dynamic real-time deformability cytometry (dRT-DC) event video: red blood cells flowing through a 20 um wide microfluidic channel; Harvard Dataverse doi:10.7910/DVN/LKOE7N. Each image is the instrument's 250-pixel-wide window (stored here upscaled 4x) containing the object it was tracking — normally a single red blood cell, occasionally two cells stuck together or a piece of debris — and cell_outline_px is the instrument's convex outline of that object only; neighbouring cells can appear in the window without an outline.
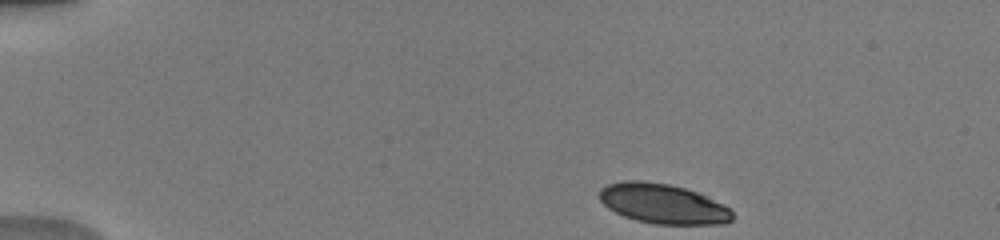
{"species": "human", "species_latin": "Homo sapiens", "temperature_condition": "warm", "stored_images_in_passage": 43, "camera_frame_rate_fps": 3000, "um_per_image_px": 0.085, "donor": {"sex": "male"}, "frame": {"image": 1, "passage_image": 1, "time_ms": 0.0, "image_size_px": [1000, 240], "cell_outline_px": [[732, 220], [724, 224], [652, 224], [636, 220], [624, 216], [608, 208], [600, 200], [600, 188], [608, 184], [624, 180], [640, 180], [668, 184], [684, 188], [708, 196], [728, 208], [732, 212]], "centroid_in_image_um": [56.33, 17.32], "position_along_channel_um": 28.7, "area_um2": 30.75}}
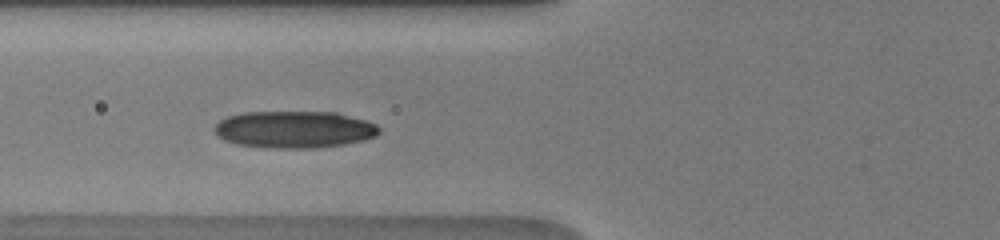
{"frame": {"image": 2, "passage_image": 13, "time_ms": 4.0, "image_size_px": [1000, 240], "cell_outline_px": [[380, 132], [376, 136], [364, 140], [344, 144], [316, 148], [276, 148], [236, 144], [224, 140], [216, 136], [212, 128], [220, 120], [228, 116], [244, 112], [336, 112], [364, 120], [376, 124], [380, 128]], "centroid_in_image_um": [24.99, 11.0], "position_along_channel_um": 100.8, "area_um2": 35.66}}
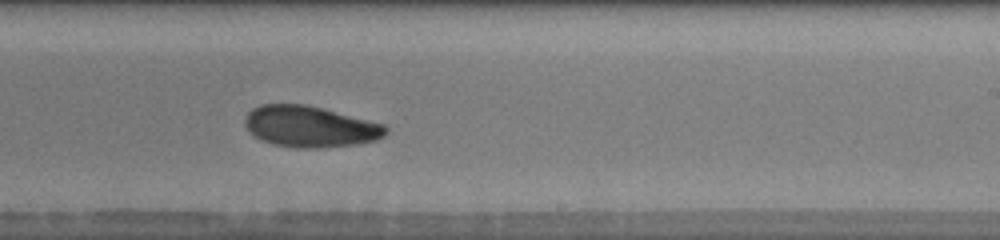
{"frame": {"image": 3, "passage_image": 25, "time_ms": 8.0, "image_size_px": [1000, 240], "cell_outline_px": [[388, 132], [384, 136], [376, 140], [356, 144], [320, 148], [296, 148], [272, 144], [260, 140], [244, 124], [244, 120], [248, 112], [252, 108], [260, 104], [304, 104], [384, 124], [388, 128]], "centroid_in_image_um": [26.34, 10.77], "position_along_channel_um": 262.7, "area_um2": 33.64}, "authors_computed_cell_mechanics": {"area_um2": 33.1772, "velocity_mm_per_s": 4.0407, "shape_relaxation_time_tau1_ms": 4.0636, "shape_relaxation_time_tau2_ms": 5.8831, "deformation_change_tau1": 0.1107, "deformation_change_tau2": 0.1208}}